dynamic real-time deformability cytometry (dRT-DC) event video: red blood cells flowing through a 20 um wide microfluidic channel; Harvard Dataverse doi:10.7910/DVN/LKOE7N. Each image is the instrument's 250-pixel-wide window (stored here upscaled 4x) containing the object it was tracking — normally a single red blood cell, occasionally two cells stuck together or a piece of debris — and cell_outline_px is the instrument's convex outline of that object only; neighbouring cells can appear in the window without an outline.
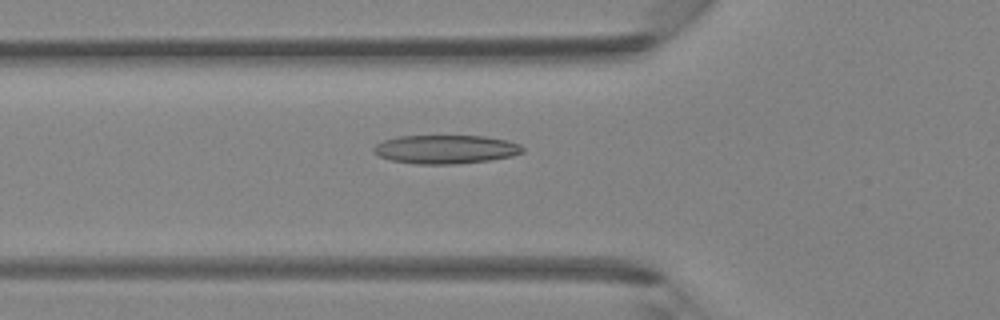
{"species": "Egyptian fruit bat (a non-hibernating species)", "species_latin": "Rousettus aegyptiacus", "temperature_condition": "room temperature", "stored_images_in_passage": 35, "camera_frame_rate_fps": 3000, "um_per_image_px": 0.085, "animal": {"sex": "female"}, "frame": {"image": 1, "passage_image": 8, "time_ms": 2.333, "image_size_px": [1000, 320], "cell_outline_px": [[524, 152], [512, 156], [488, 160], [456, 164], [416, 164], [392, 160], [380, 156], [372, 152], [372, 148], [376, 144], [384, 140], [400, 136], [484, 136], [508, 140], [520, 144], [524, 148]], "centroid_in_image_um": [37.89, 12.69], "position_along_channel_um": 87.9, "area_um2": 24.91}}
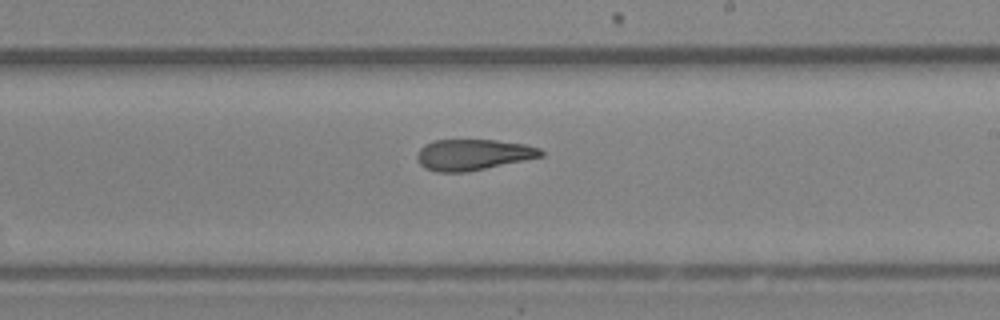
{"frame": {"image": 2, "passage_image": 18, "time_ms": 5.667, "image_size_px": [1000, 320], "cell_outline_px": [[544, 156], [468, 172], [436, 172], [424, 168], [416, 160], [416, 156], [420, 148], [424, 144], [436, 140], [496, 140], [524, 144], [540, 148], [544, 152]], "centroid_in_image_um": [40.19, 13.15], "position_along_channel_um": 248.8, "area_um2": 22.48}}
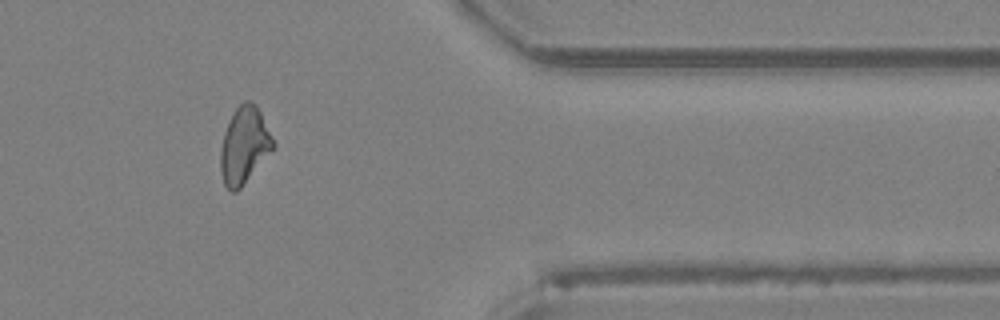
{"frame": {"image": 3, "passage_image": 28, "time_ms": 9.0, "image_size_px": [1000, 320], "cell_outline_px": [[276, 144], [240, 188], [236, 192], [232, 192], [224, 184], [220, 172], [220, 148], [224, 132], [236, 108], [244, 100], [248, 100], [256, 104]], "centroid_in_image_um": [20.74, 12.35], "position_along_channel_um": 390.7, "area_um2": 23.06}}